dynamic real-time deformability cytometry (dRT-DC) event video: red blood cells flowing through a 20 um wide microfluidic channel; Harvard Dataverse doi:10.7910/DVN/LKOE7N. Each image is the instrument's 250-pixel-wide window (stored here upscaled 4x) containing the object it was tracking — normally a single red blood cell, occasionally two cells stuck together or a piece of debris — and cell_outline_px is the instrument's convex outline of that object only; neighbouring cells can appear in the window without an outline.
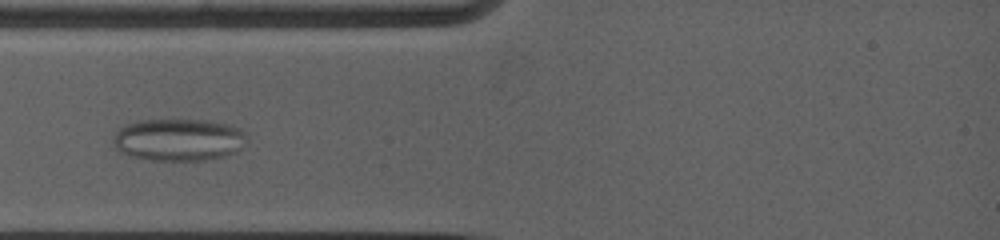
{"species": "common noctule bat (a hibernating species)", "species_latin": "Nyctalus noctula", "temperature_condition": "warm", "stored_images_in_passage": 27, "camera_frame_rate_fps": 5000, "um_per_image_px": 0.085, "animal": {"sex": "female", "body_mass_g": 19.0, "forearm_length_mm": 53.3}, "frame": {"image": 1, "passage_image": 5, "time_ms": 2.4, "image_size_px": [1000, 240], "cell_outline_px": [[244, 136], [240, 148], [236, 152], [224, 156], [204, 160], [152, 160], [128, 156], [120, 152], [112, 144], [112, 140], [116, 128], [124, 124], [140, 120], [208, 120], [228, 124], [240, 128], [244, 132]], "centroid_in_image_um": [15.09, 11.87], "position_along_channel_um": 69.9, "area_um2": 33.06}}
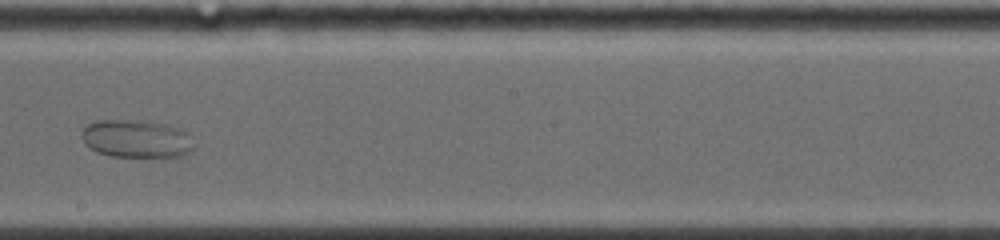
{"frame": {"image": 2, "passage_image": 13, "time_ms": 6.8, "image_size_px": [1000, 240], "cell_outline_px": [[192, 148], [188, 152], [180, 156], [112, 156], [96, 152], [84, 144], [80, 132], [88, 124], [96, 120], [148, 120], [164, 124], [176, 128], [184, 132]], "centroid_in_image_um": [11.47, 11.78], "position_along_channel_um": 236.7, "area_um2": 24.33}}
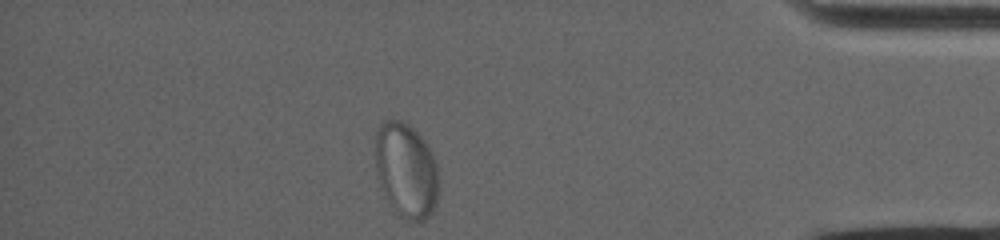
{"frame": {"image": 3, "passage_image": 27, "time_ms": 12.2, "image_size_px": [1000, 240], "cell_outline_px": [[440, 188], [436, 204], [432, 212], [420, 224], [404, 220], [400, 216], [384, 192], [376, 176], [376, 132], [380, 124], [384, 120], [400, 120], [408, 124], [428, 144], [432, 152], [436, 164], [440, 180]], "centroid_in_image_um": [34.56, 14.5], "position_along_channel_um": 400.6, "area_um2": 35.43}}